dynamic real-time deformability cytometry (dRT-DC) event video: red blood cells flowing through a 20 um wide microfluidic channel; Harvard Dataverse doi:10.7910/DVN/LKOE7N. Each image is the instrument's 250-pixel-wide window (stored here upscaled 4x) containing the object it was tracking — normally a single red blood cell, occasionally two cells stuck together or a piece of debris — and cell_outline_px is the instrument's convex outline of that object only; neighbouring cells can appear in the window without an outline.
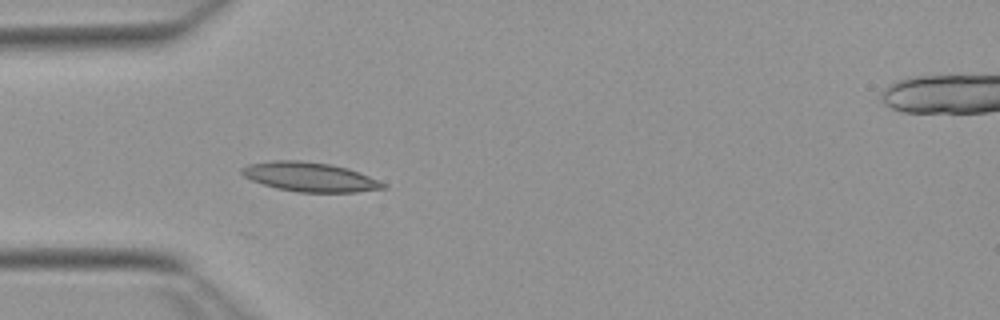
{"species": "Egyptian fruit bat (a non-hibernating species)", "species_latin": "Rousettus aegyptiacus", "temperature_condition": "warm", "stored_images_in_passage": 38, "camera_frame_rate_fps": 3000, "um_per_image_px": 0.085, "animal": {"sex": "female"}, "frame": {"image": 1, "passage_image": 1, "time_ms": 0.0, "image_size_px": [1000, 320], "cell_outline_px": [[388, 188], [356, 192], [300, 192], [276, 188], [252, 180], [244, 176], [240, 172], [240, 168], [248, 164], [272, 160], [300, 160], [328, 164], [348, 168], [388, 184]], "centroid_in_image_um": [26.34, 15.04], "position_along_channel_um": 58.7, "area_um2": 24.1}}
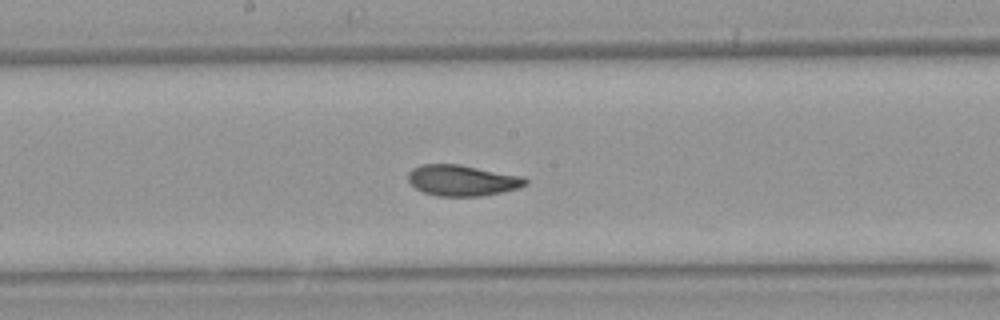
{"frame": {"image": 2, "passage_image": 13, "time_ms": 4.0, "image_size_px": [1000, 320], "cell_outline_px": [[528, 184], [520, 188], [484, 196], [436, 196], [424, 192], [416, 188], [408, 180], [408, 172], [412, 168], [420, 164], [460, 164], [524, 176], [528, 180]], "centroid_in_image_um": [39.33, 15.33], "position_along_channel_um": 208.9, "area_um2": 21.44}}
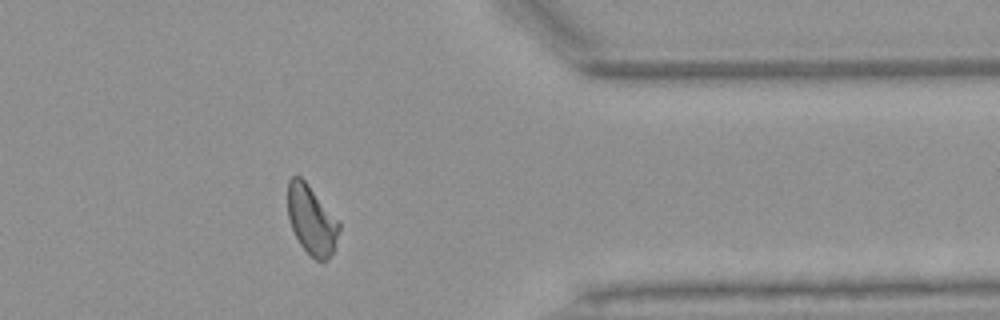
{"frame": {"image": 3, "passage_image": 28, "time_ms": 9.0, "image_size_px": [1000, 320], "cell_outline_px": [[340, 228], [332, 252], [328, 260], [316, 260], [300, 244], [288, 220], [288, 180], [292, 176], [300, 176], [308, 184], [340, 224]], "centroid_in_image_um": [26.46, 18.69], "position_along_channel_um": 384.9, "area_um2": 20.17}, "authors_computed_cell_mechanics": {"area_um2": 21.3282, "velocity_mm_per_s": 3.8331, "shape_relaxation_time_tau1_ms": 4.0054, "shape_relaxation_time_tau2_ms": 1.3433, "deformation_change_tau1": 0.1309, "deformation_change_tau2": 0.068}}